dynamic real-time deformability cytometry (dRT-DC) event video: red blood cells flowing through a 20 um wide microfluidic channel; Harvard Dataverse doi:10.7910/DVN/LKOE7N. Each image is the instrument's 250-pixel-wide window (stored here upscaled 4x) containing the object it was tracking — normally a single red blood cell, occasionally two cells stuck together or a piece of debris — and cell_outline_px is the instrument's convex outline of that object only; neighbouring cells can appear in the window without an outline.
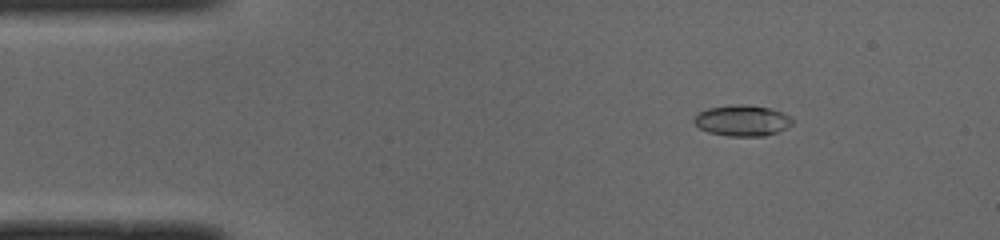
{"species": "common noctule bat (a hibernating species)", "species_latin": "Nyctalus noctula", "temperature_condition": "cold", "stored_images_in_passage": 50, "camera_frame_rate_fps": 3000, "um_per_image_px": 0.085, "animal": {"sex": "male", "body_mass_g": 19.0, "forearm_length_mm": 50.8}, "frame": {"image": 1, "passage_image": 7, "time_ms": 2.0, "image_size_px": [1000, 240], "cell_outline_px": [[796, 120], [788, 128], [764, 136], [728, 136], [708, 132], [700, 128], [692, 120], [700, 112], [708, 108], [732, 104], [748, 104], [768, 108], [792, 116]], "centroid_in_image_um": [63.13, 10.24], "position_along_channel_um": 21.9, "area_um2": 17.86}}
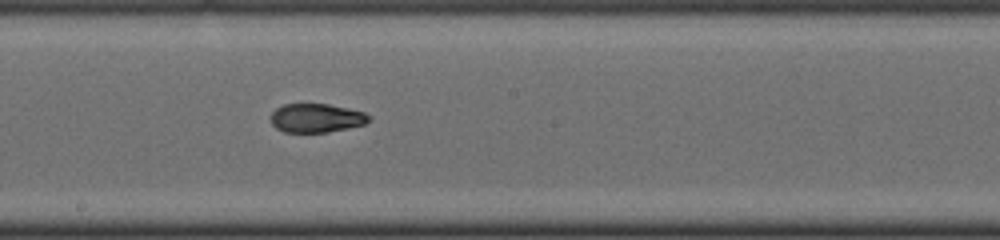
{"frame": {"image": 2, "passage_image": 27, "time_ms": 8.667, "image_size_px": [1000, 240], "cell_outline_px": [[372, 120], [364, 124], [348, 128], [328, 132], [284, 132], [276, 128], [272, 124], [268, 116], [276, 108], [284, 104], [328, 104], [348, 108], [364, 112], [372, 116]], "centroid_in_image_um": [26.89, 10.03], "position_along_channel_um": 221.3, "area_um2": 16.7}}
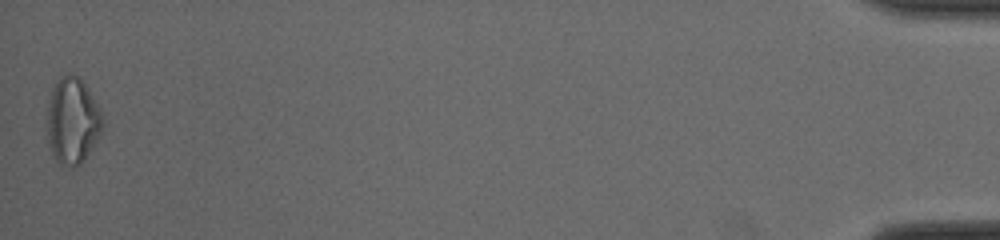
{"frame": {"image": 3, "passage_image": 50, "time_ms": 16.333, "image_size_px": [1000, 240], "cell_outline_px": [[104, 120], [100, 132], [84, 160], [76, 168], [60, 164], [52, 156], [48, 140], [48, 100], [52, 88], [56, 80], [60, 76], [68, 72], [76, 76], [84, 84], [96, 104]], "centroid_in_image_um": [6.13, 10.27], "position_along_channel_um": 429.1, "area_um2": 27.51}, "authors_computed_cell_mechanics": {"area_um2": 17.629, "velocity_mm_per_s": 3.9961, "shape_relaxation_time_tau1_ms": null, "shape_relaxation_time_tau2_ms": 2.8261, "deformation_change_tau1": null, "deformation_change_tau2": 0.0886}}